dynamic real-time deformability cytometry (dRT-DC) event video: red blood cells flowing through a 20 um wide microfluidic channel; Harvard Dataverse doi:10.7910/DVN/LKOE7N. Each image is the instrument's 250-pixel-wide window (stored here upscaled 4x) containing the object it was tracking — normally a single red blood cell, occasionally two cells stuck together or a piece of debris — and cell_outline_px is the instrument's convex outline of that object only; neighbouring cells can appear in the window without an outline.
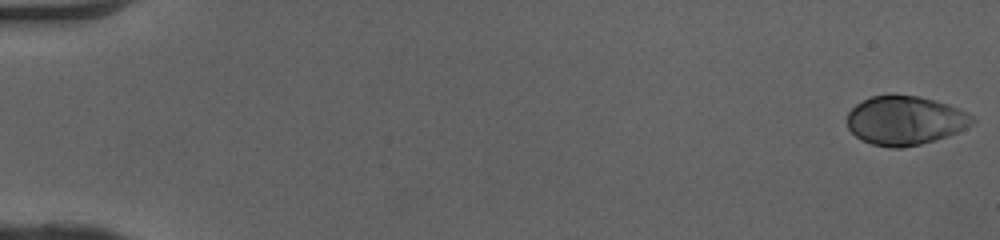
{"species": "human", "species_latin": "Homo sapiens", "temperature_condition": "cold", "stored_images_in_passage": 51, "camera_frame_rate_fps": 3000, "um_per_image_px": 0.085, "donor": {"sex": "female"}, "frame": {"image": 1, "passage_image": 1, "time_ms": 0.0, "image_size_px": [1000, 240], "cell_outline_px": [[976, 124], [948, 136], [920, 144], [904, 148], [892, 148], [872, 144], [856, 136], [848, 128], [848, 112], [856, 104], [872, 96], [920, 96], [948, 104], [960, 108], [968, 112], [976, 120]], "centroid_in_image_um": [76.99, 10.25], "position_along_channel_um": 8.0, "area_um2": 35.66}}
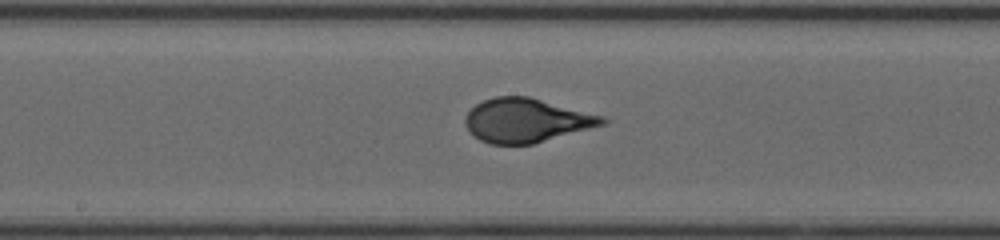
{"frame": {"image": 2, "passage_image": 28, "time_ms": 9.0, "image_size_px": [1000, 240], "cell_outline_px": [[608, 120], [604, 124], [532, 144], [488, 144], [472, 136], [464, 124], [464, 116], [476, 104], [484, 100], [496, 96], [528, 96], [604, 116]], "centroid_in_image_um": [44.68, 10.23], "position_along_channel_um": 203.5, "area_um2": 34.97}}
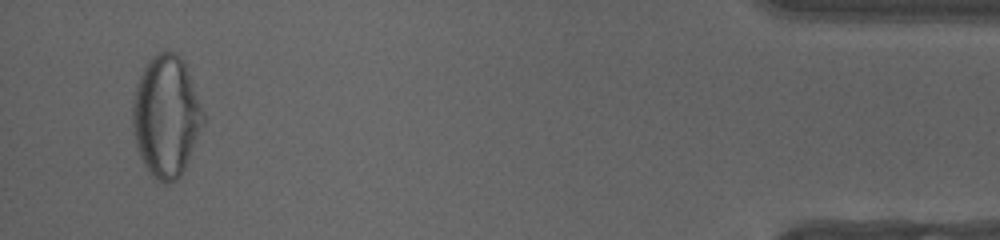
{"frame": {"image": 3, "passage_image": 49, "time_ms": 16.0, "image_size_px": [1000, 240], "cell_outline_px": [[204, 120], [184, 168], [180, 176], [176, 180], [164, 184], [156, 180], [152, 176], [144, 164], [140, 156], [136, 144], [132, 124], [132, 100], [136, 84], [144, 64], [152, 56], [160, 52], [176, 52], [184, 60], [204, 112]], "centroid_in_image_um": [14.1, 9.85], "position_along_channel_um": 421.1, "area_um2": 49.82}, "authors_computed_cell_mechanics": {"area_um2": 34.969, "velocity_mm_per_s": 4.0951, "shape_relaxation_time_tau1_ms": 5.3983, "shape_relaxation_time_tau2_ms": null, "deformation_change_tau1": 0.2465, "deformation_change_tau2": null}}